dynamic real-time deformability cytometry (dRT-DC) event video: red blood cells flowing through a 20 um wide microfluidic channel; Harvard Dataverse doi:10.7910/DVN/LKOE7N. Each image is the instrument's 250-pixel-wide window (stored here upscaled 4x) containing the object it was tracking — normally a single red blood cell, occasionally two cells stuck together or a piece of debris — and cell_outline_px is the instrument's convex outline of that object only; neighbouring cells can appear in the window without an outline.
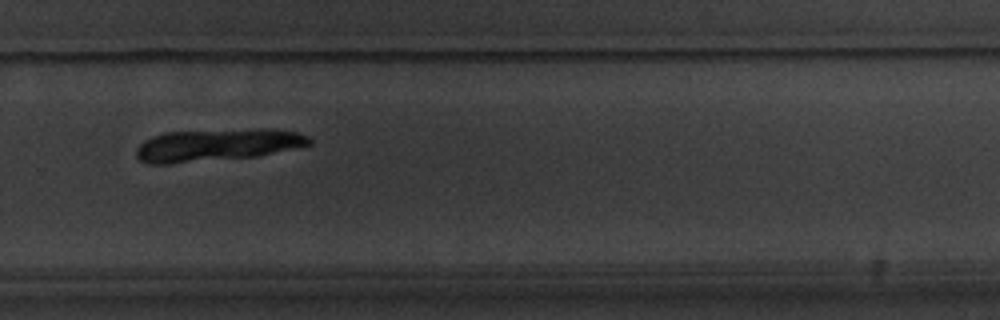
{"species": "common noctule bat (a hibernating species)", "species_latin": "Nyctalus noctula", "temperature_condition": "warm", "stored_images_in_passage": 10, "segment_of_instrument_passage": [1, 2], "camera_frame_rate_fps": 3000, "um_per_image_px": 0.085, "animal": {"sex": "male", "body_mass_g": 20.1, "forearm_length_mm": 53.5}, "frame": {"image": 1, "passage_image": 9, "time_ms": 9.667, "image_size_px": [1000, 320], "cell_outline_px": [[312, 144], [256, 156], [168, 164], [148, 164], [140, 160], [136, 156], [136, 148], [144, 140], [152, 136], [164, 132], [260, 128], [272, 128], [296, 132], [308, 136], [312, 140]], "centroid_in_image_um": [18.42, 12.31], "position_along_channel_um": 311.4, "area_um2": 32.71}}